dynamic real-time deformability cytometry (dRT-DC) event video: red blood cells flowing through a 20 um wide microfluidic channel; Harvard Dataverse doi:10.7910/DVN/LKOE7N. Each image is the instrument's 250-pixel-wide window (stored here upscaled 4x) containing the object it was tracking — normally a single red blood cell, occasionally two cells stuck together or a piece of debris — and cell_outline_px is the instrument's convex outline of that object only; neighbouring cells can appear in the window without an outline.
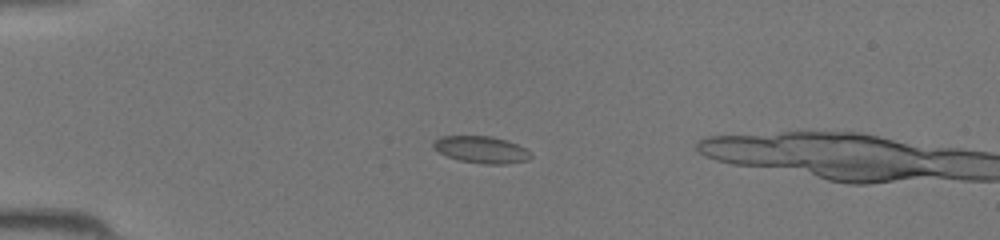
{"species": "common noctule bat (a hibernating species)", "species_latin": "Nyctalus noctula", "temperature_condition": "room temperature", "stored_images_in_passage": 14, "camera_frame_rate_fps": 3000, "um_per_image_px": 0.085, "animal": {"sex": "female", "body_mass_g": 19.5, "forearm_length_mm": 54.1}, "frame": {"image": 1, "passage_image": 12, "time_ms": 3.667, "image_size_px": [1000, 240], "cell_outline_px": [[532, 156], [528, 160], [508, 164], [484, 164], [460, 160], [448, 156], [432, 148], [432, 144], [440, 136], [492, 136], [516, 144], [532, 152]], "centroid_in_image_um": [40.93, 12.72], "position_along_channel_um": 44.1, "area_um2": 15.2}}